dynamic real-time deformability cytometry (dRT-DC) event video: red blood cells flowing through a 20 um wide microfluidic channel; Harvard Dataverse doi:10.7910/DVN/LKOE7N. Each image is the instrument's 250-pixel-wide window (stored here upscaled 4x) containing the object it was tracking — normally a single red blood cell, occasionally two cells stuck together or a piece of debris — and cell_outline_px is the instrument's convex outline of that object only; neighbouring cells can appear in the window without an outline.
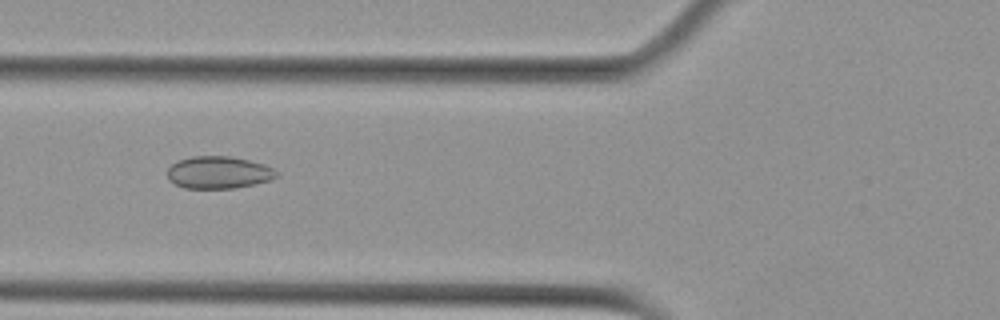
{"species": "Egyptian fruit bat (a non-hibernating species)", "species_latin": "Rousettus aegyptiacus", "temperature_condition": "cold", "stored_images_in_passage": 43, "camera_frame_rate_fps": 3000, "um_per_image_px": 0.085, "animal": {"sex": "female"}, "frame": {"image": 1, "passage_image": 10, "time_ms": 3.0, "image_size_px": [1000, 320], "cell_outline_px": [[280, 176], [272, 180], [256, 184], [236, 188], [184, 188], [168, 180], [168, 168], [172, 164], [180, 160], [192, 156], [228, 156], [248, 160], [264, 164], [280, 172]], "centroid_in_image_um": [18.63, 14.67], "position_along_channel_um": 107.2, "area_um2": 20.69}}
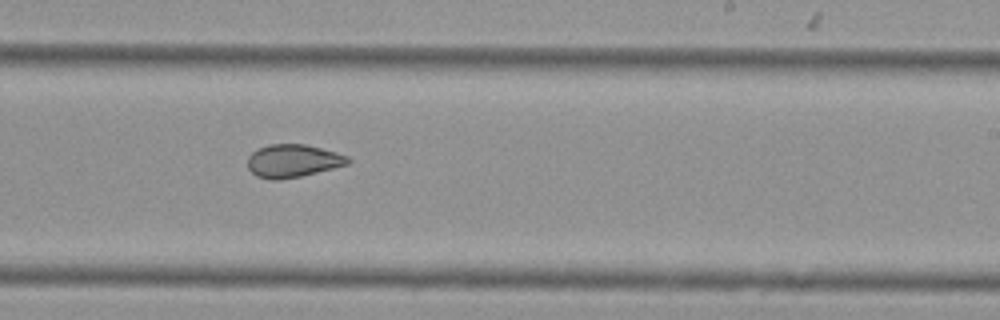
{"frame": {"image": 2, "passage_image": 23, "time_ms": 7.333, "image_size_px": [1000, 320], "cell_outline_px": [[352, 160], [348, 164], [300, 176], [276, 180], [272, 180], [256, 176], [248, 168], [248, 156], [252, 152], [268, 144], [304, 144], [336, 152], [348, 156]], "centroid_in_image_um": [24.89, 13.67], "position_along_channel_um": 264.1, "area_um2": 19.07}}
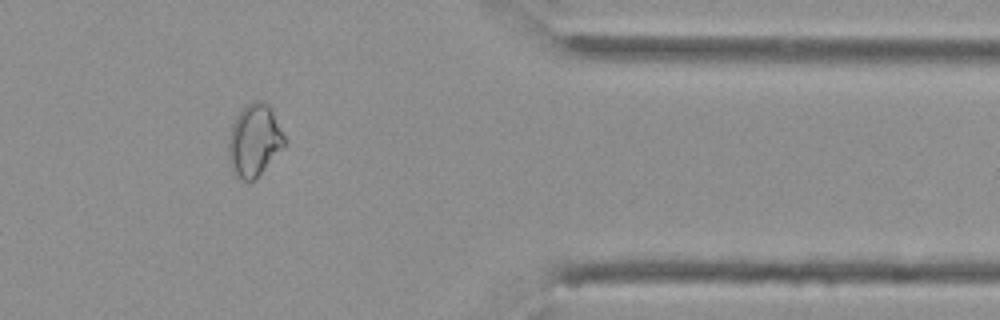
{"frame": {"image": 3, "passage_image": 35, "time_ms": 11.333, "image_size_px": [1000, 320], "cell_outline_px": [[284, 148], [256, 180], [244, 180], [232, 176], [228, 160], [228, 136], [232, 124], [236, 116], [244, 104], [252, 100], [260, 100], [268, 104], [272, 108], [284, 136]], "centroid_in_image_um": [21.59, 11.95], "position_along_channel_um": 389.8, "area_um2": 24.28}, "authors_computed_cell_mechanics": {"area_um2": 20.4612, "velocity_mm_per_s": 3.6348, "shape_relaxation_time_tau1_ms": null, "shape_relaxation_time_tau2_ms": 2.3295, "deformation_change_tau1": null, "deformation_change_tau2": 0.0599}}